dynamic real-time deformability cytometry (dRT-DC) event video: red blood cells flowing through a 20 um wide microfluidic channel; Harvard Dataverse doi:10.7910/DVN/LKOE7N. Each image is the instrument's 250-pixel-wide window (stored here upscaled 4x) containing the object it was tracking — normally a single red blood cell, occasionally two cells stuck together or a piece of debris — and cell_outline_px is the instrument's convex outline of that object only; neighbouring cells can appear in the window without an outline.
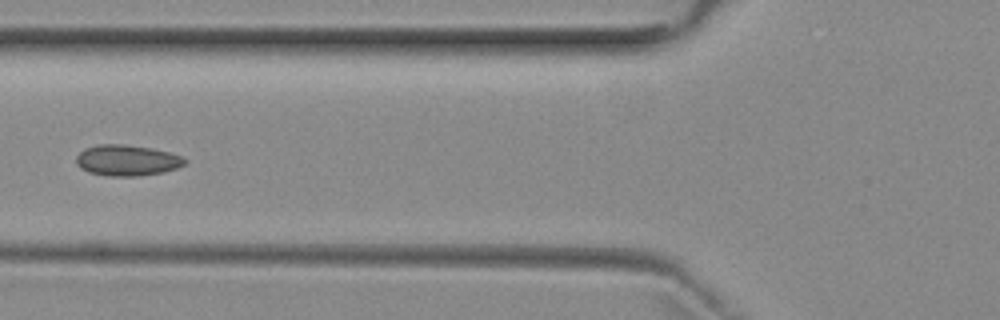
{"species": "common noctule bat (a hibernating species)", "species_latin": "Nyctalus noctula", "temperature_condition": "room temperature", "stored_images_in_passage": 5, "camera_frame_rate_fps": 3000, "um_per_image_px": 0.085, "animal": {"sex": "female", "body_mass_g": 29.2, "forearm_length_mm": 56.3}, "frame": {"image": 1, "passage_image": 4, "time_ms": 3.667, "image_size_px": [1000, 320], "cell_outline_px": [[188, 160], [184, 164], [176, 168], [164, 172], [140, 176], [108, 176], [88, 172], [80, 168], [76, 164], [76, 156], [84, 148], [100, 144], [124, 144], [152, 148], [184, 156]], "centroid_in_image_um": [10.8, 13.63], "position_along_channel_um": 115.0, "area_um2": 19.77}}
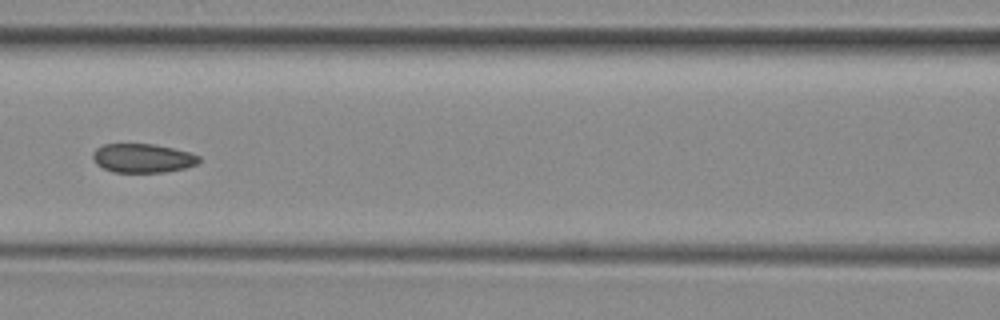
{"frame": {"image": 2, "passage_image": 5, "time_ms": 4.667, "image_size_px": [1000, 320], "cell_outline_px": [[200, 160], [196, 164], [184, 168], [164, 172], [112, 172], [96, 164], [92, 160], [92, 152], [96, 148], [104, 144], [152, 144], [172, 148], [188, 152], [200, 156]], "centroid_in_image_um": [12.08, 13.44], "position_along_channel_um": 154.5, "area_um2": 17.86}}